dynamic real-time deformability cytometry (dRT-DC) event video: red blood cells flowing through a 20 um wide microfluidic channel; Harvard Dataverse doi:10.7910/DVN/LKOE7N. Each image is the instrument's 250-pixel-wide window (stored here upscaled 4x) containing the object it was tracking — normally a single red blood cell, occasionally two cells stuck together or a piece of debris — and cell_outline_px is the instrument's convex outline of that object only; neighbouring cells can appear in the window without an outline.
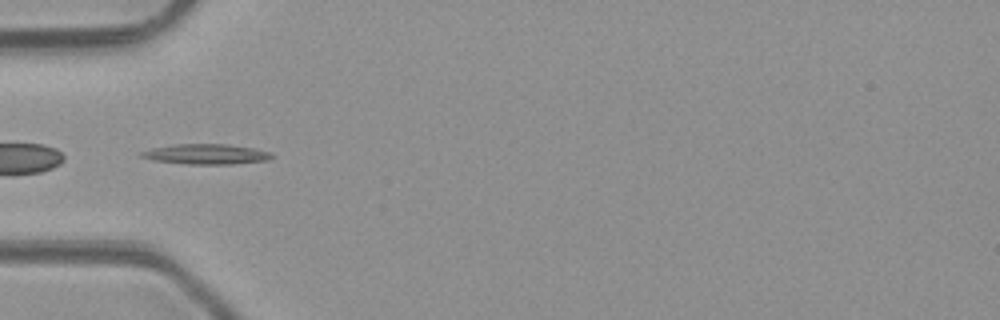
{"species": "common noctule bat (a hibernating species)", "species_latin": "Nyctalus noctula", "temperature_condition": "room temperature", "stored_images_in_passage": 1, "camera_frame_rate_fps": 3000, "um_per_image_px": 0.085, "animal": {"sex": "male", "body_mass_g": 23.1, "forearm_length_mm": 52.7}, "frame": {"image": 1, "passage_image": 1, "time_ms": 0.0, "image_size_px": [1000, 320], "cell_outline_px": [[276, 156], [268, 160], [228, 164], [188, 164], [152, 160], [140, 156], [140, 152], [152, 148], [176, 144], [228, 144], [252, 148], [272, 152]], "centroid_in_image_um": [17.55, 13.1], "position_along_channel_um": 67.5, "area_um2": 15.32}}